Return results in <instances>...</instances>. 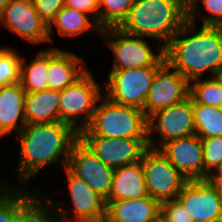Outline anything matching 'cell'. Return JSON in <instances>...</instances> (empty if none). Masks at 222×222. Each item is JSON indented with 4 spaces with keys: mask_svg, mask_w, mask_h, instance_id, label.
Returning a JSON list of instances; mask_svg holds the SVG:
<instances>
[{
    "mask_svg": "<svg viewBox=\"0 0 222 222\" xmlns=\"http://www.w3.org/2000/svg\"><path fill=\"white\" fill-rule=\"evenodd\" d=\"M186 8H188L195 0H179Z\"/></svg>",
    "mask_w": 222,
    "mask_h": 222,
    "instance_id": "37",
    "label": "cell"
},
{
    "mask_svg": "<svg viewBox=\"0 0 222 222\" xmlns=\"http://www.w3.org/2000/svg\"><path fill=\"white\" fill-rule=\"evenodd\" d=\"M195 134L201 139L222 136V108L195 103L191 98Z\"/></svg>",
    "mask_w": 222,
    "mask_h": 222,
    "instance_id": "25",
    "label": "cell"
},
{
    "mask_svg": "<svg viewBox=\"0 0 222 222\" xmlns=\"http://www.w3.org/2000/svg\"><path fill=\"white\" fill-rule=\"evenodd\" d=\"M158 149L188 180H204L203 144L198 135L173 139Z\"/></svg>",
    "mask_w": 222,
    "mask_h": 222,
    "instance_id": "14",
    "label": "cell"
},
{
    "mask_svg": "<svg viewBox=\"0 0 222 222\" xmlns=\"http://www.w3.org/2000/svg\"><path fill=\"white\" fill-rule=\"evenodd\" d=\"M203 144L204 179L222 164V136L201 139Z\"/></svg>",
    "mask_w": 222,
    "mask_h": 222,
    "instance_id": "30",
    "label": "cell"
},
{
    "mask_svg": "<svg viewBox=\"0 0 222 222\" xmlns=\"http://www.w3.org/2000/svg\"><path fill=\"white\" fill-rule=\"evenodd\" d=\"M61 90L46 89L40 92H26V124L60 122L59 100Z\"/></svg>",
    "mask_w": 222,
    "mask_h": 222,
    "instance_id": "21",
    "label": "cell"
},
{
    "mask_svg": "<svg viewBox=\"0 0 222 222\" xmlns=\"http://www.w3.org/2000/svg\"><path fill=\"white\" fill-rule=\"evenodd\" d=\"M196 29V23L187 20L164 47L165 62L189 82L201 79L208 69L212 77L222 75V26L202 25L199 31ZM189 32L194 35L178 38Z\"/></svg>",
    "mask_w": 222,
    "mask_h": 222,
    "instance_id": "1",
    "label": "cell"
},
{
    "mask_svg": "<svg viewBox=\"0 0 222 222\" xmlns=\"http://www.w3.org/2000/svg\"><path fill=\"white\" fill-rule=\"evenodd\" d=\"M81 63L83 59L71 52L49 49L48 89L63 90L72 85L87 71Z\"/></svg>",
    "mask_w": 222,
    "mask_h": 222,
    "instance_id": "18",
    "label": "cell"
},
{
    "mask_svg": "<svg viewBox=\"0 0 222 222\" xmlns=\"http://www.w3.org/2000/svg\"><path fill=\"white\" fill-rule=\"evenodd\" d=\"M186 21L187 8L179 0H134L118 28L130 35L164 41V48Z\"/></svg>",
    "mask_w": 222,
    "mask_h": 222,
    "instance_id": "3",
    "label": "cell"
},
{
    "mask_svg": "<svg viewBox=\"0 0 222 222\" xmlns=\"http://www.w3.org/2000/svg\"><path fill=\"white\" fill-rule=\"evenodd\" d=\"M67 179L70 197L74 205L73 219L77 222H104L106 218V200L94 192L84 180L74 175L67 167Z\"/></svg>",
    "mask_w": 222,
    "mask_h": 222,
    "instance_id": "16",
    "label": "cell"
},
{
    "mask_svg": "<svg viewBox=\"0 0 222 222\" xmlns=\"http://www.w3.org/2000/svg\"><path fill=\"white\" fill-rule=\"evenodd\" d=\"M25 96L20 83L0 87V136L19 132L26 125ZM19 119L22 125L17 124Z\"/></svg>",
    "mask_w": 222,
    "mask_h": 222,
    "instance_id": "20",
    "label": "cell"
},
{
    "mask_svg": "<svg viewBox=\"0 0 222 222\" xmlns=\"http://www.w3.org/2000/svg\"><path fill=\"white\" fill-rule=\"evenodd\" d=\"M14 188V189H12ZM10 189V190H8ZM17 190V191H14ZM13 192V193H12ZM30 193L19 190L12 185L11 188L0 191V222H13L18 207L30 196Z\"/></svg>",
    "mask_w": 222,
    "mask_h": 222,
    "instance_id": "29",
    "label": "cell"
},
{
    "mask_svg": "<svg viewBox=\"0 0 222 222\" xmlns=\"http://www.w3.org/2000/svg\"><path fill=\"white\" fill-rule=\"evenodd\" d=\"M134 0H99L100 29L119 27L127 18Z\"/></svg>",
    "mask_w": 222,
    "mask_h": 222,
    "instance_id": "27",
    "label": "cell"
},
{
    "mask_svg": "<svg viewBox=\"0 0 222 222\" xmlns=\"http://www.w3.org/2000/svg\"><path fill=\"white\" fill-rule=\"evenodd\" d=\"M53 23H55L60 34L67 36L79 35L84 31L90 30V28H97V30L99 29L98 31H101L97 23L91 22L88 14L68 6H63L48 25L49 42L52 41L50 33L53 32ZM93 24L94 27H92Z\"/></svg>",
    "mask_w": 222,
    "mask_h": 222,
    "instance_id": "24",
    "label": "cell"
},
{
    "mask_svg": "<svg viewBox=\"0 0 222 222\" xmlns=\"http://www.w3.org/2000/svg\"><path fill=\"white\" fill-rule=\"evenodd\" d=\"M67 168L94 192L108 199L114 169L104 164L79 138L72 145Z\"/></svg>",
    "mask_w": 222,
    "mask_h": 222,
    "instance_id": "9",
    "label": "cell"
},
{
    "mask_svg": "<svg viewBox=\"0 0 222 222\" xmlns=\"http://www.w3.org/2000/svg\"><path fill=\"white\" fill-rule=\"evenodd\" d=\"M0 21L29 42H49L48 25L38 15L32 0H10Z\"/></svg>",
    "mask_w": 222,
    "mask_h": 222,
    "instance_id": "15",
    "label": "cell"
},
{
    "mask_svg": "<svg viewBox=\"0 0 222 222\" xmlns=\"http://www.w3.org/2000/svg\"><path fill=\"white\" fill-rule=\"evenodd\" d=\"M21 60L20 84L26 92H40L48 89L49 50L41 51L36 58L25 65ZM25 65V66H24Z\"/></svg>",
    "mask_w": 222,
    "mask_h": 222,
    "instance_id": "23",
    "label": "cell"
},
{
    "mask_svg": "<svg viewBox=\"0 0 222 222\" xmlns=\"http://www.w3.org/2000/svg\"><path fill=\"white\" fill-rule=\"evenodd\" d=\"M32 195L33 193L18 207L13 222H68L67 217L69 215L63 208H60L61 210L58 208V211L54 212L53 210V213H50V207L51 209L54 208L52 199L49 198L46 199L47 201H43V198L39 200L38 197ZM57 212L59 213L58 215L56 214ZM66 218L67 220H65Z\"/></svg>",
    "mask_w": 222,
    "mask_h": 222,
    "instance_id": "22",
    "label": "cell"
},
{
    "mask_svg": "<svg viewBox=\"0 0 222 222\" xmlns=\"http://www.w3.org/2000/svg\"><path fill=\"white\" fill-rule=\"evenodd\" d=\"M156 130L162 139L159 140L160 147L167 141L195 135L191 97L152 114L148 118V135Z\"/></svg>",
    "mask_w": 222,
    "mask_h": 222,
    "instance_id": "13",
    "label": "cell"
},
{
    "mask_svg": "<svg viewBox=\"0 0 222 222\" xmlns=\"http://www.w3.org/2000/svg\"><path fill=\"white\" fill-rule=\"evenodd\" d=\"M10 0H0V18L2 16L4 7L8 4Z\"/></svg>",
    "mask_w": 222,
    "mask_h": 222,
    "instance_id": "36",
    "label": "cell"
},
{
    "mask_svg": "<svg viewBox=\"0 0 222 222\" xmlns=\"http://www.w3.org/2000/svg\"><path fill=\"white\" fill-rule=\"evenodd\" d=\"M104 222H159L160 202L149 195L137 199L106 201Z\"/></svg>",
    "mask_w": 222,
    "mask_h": 222,
    "instance_id": "17",
    "label": "cell"
},
{
    "mask_svg": "<svg viewBox=\"0 0 222 222\" xmlns=\"http://www.w3.org/2000/svg\"><path fill=\"white\" fill-rule=\"evenodd\" d=\"M189 96L195 103L222 108V75L191 81Z\"/></svg>",
    "mask_w": 222,
    "mask_h": 222,
    "instance_id": "26",
    "label": "cell"
},
{
    "mask_svg": "<svg viewBox=\"0 0 222 222\" xmlns=\"http://www.w3.org/2000/svg\"><path fill=\"white\" fill-rule=\"evenodd\" d=\"M102 98L90 124L79 137L149 139L148 147L156 149V142L148 135V118L143 110L116 104L106 96Z\"/></svg>",
    "mask_w": 222,
    "mask_h": 222,
    "instance_id": "4",
    "label": "cell"
},
{
    "mask_svg": "<svg viewBox=\"0 0 222 222\" xmlns=\"http://www.w3.org/2000/svg\"><path fill=\"white\" fill-rule=\"evenodd\" d=\"M165 63L155 74L143 112L149 118L155 112L180 103L189 97L190 82Z\"/></svg>",
    "mask_w": 222,
    "mask_h": 222,
    "instance_id": "11",
    "label": "cell"
},
{
    "mask_svg": "<svg viewBox=\"0 0 222 222\" xmlns=\"http://www.w3.org/2000/svg\"><path fill=\"white\" fill-rule=\"evenodd\" d=\"M40 18L49 25L55 15L62 9L65 0H32Z\"/></svg>",
    "mask_w": 222,
    "mask_h": 222,
    "instance_id": "33",
    "label": "cell"
},
{
    "mask_svg": "<svg viewBox=\"0 0 222 222\" xmlns=\"http://www.w3.org/2000/svg\"><path fill=\"white\" fill-rule=\"evenodd\" d=\"M107 166L113 169L138 162L149 148V139L79 137Z\"/></svg>",
    "mask_w": 222,
    "mask_h": 222,
    "instance_id": "12",
    "label": "cell"
},
{
    "mask_svg": "<svg viewBox=\"0 0 222 222\" xmlns=\"http://www.w3.org/2000/svg\"><path fill=\"white\" fill-rule=\"evenodd\" d=\"M20 160L18 166L19 178L27 182L48 164L58 162L68 165L73 143L79 138V133L63 122L26 124L19 132Z\"/></svg>",
    "mask_w": 222,
    "mask_h": 222,
    "instance_id": "2",
    "label": "cell"
},
{
    "mask_svg": "<svg viewBox=\"0 0 222 222\" xmlns=\"http://www.w3.org/2000/svg\"><path fill=\"white\" fill-rule=\"evenodd\" d=\"M177 199L193 222H222V198L207 179L188 180Z\"/></svg>",
    "mask_w": 222,
    "mask_h": 222,
    "instance_id": "10",
    "label": "cell"
},
{
    "mask_svg": "<svg viewBox=\"0 0 222 222\" xmlns=\"http://www.w3.org/2000/svg\"><path fill=\"white\" fill-rule=\"evenodd\" d=\"M213 172V174L208 175L207 180L222 198V174L218 170Z\"/></svg>",
    "mask_w": 222,
    "mask_h": 222,
    "instance_id": "35",
    "label": "cell"
},
{
    "mask_svg": "<svg viewBox=\"0 0 222 222\" xmlns=\"http://www.w3.org/2000/svg\"><path fill=\"white\" fill-rule=\"evenodd\" d=\"M147 195L141 160L114 169L111 190L106 201L137 199Z\"/></svg>",
    "mask_w": 222,
    "mask_h": 222,
    "instance_id": "19",
    "label": "cell"
},
{
    "mask_svg": "<svg viewBox=\"0 0 222 222\" xmlns=\"http://www.w3.org/2000/svg\"><path fill=\"white\" fill-rule=\"evenodd\" d=\"M99 89L93 75L87 70L72 85L61 90L60 122L70 125L78 133L86 129L92 120L97 101L102 99ZM81 113L84 121H80V124L76 125L78 120L82 118Z\"/></svg>",
    "mask_w": 222,
    "mask_h": 222,
    "instance_id": "5",
    "label": "cell"
},
{
    "mask_svg": "<svg viewBox=\"0 0 222 222\" xmlns=\"http://www.w3.org/2000/svg\"><path fill=\"white\" fill-rule=\"evenodd\" d=\"M100 32L104 37L113 38L106 42L114 53L112 70L163 66L166 63L162 46L156 55L140 36L127 34L118 27L105 28Z\"/></svg>",
    "mask_w": 222,
    "mask_h": 222,
    "instance_id": "7",
    "label": "cell"
},
{
    "mask_svg": "<svg viewBox=\"0 0 222 222\" xmlns=\"http://www.w3.org/2000/svg\"><path fill=\"white\" fill-rule=\"evenodd\" d=\"M64 6L91 14L92 22L97 23L99 27V0H65Z\"/></svg>",
    "mask_w": 222,
    "mask_h": 222,
    "instance_id": "34",
    "label": "cell"
},
{
    "mask_svg": "<svg viewBox=\"0 0 222 222\" xmlns=\"http://www.w3.org/2000/svg\"><path fill=\"white\" fill-rule=\"evenodd\" d=\"M21 57L10 48L0 50V87L20 83Z\"/></svg>",
    "mask_w": 222,
    "mask_h": 222,
    "instance_id": "28",
    "label": "cell"
},
{
    "mask_svg": "<svg viewBox=\"0 0 222 222\" xmlns=\"http://www.w3.org/2000/svg\"><path fill=\"white\" fill-rule=\"evenodd\" d=\"M162 66L111 70L105 83L106 97L119 105L143 110L156 72Z\"/></svg>",
    "mask_w": 222,
    "mask_h": 222,
    "instance_id": "6",
    "label": "cell"
},
{
    "mask_svg": "<svg viewBox=\"0 0 222 222\" xmlns=\"http://www.w3.org/2000/svg\"><path fill=\"white\" fill-rule=\"evenodd\" d=\"M217 170L222 174V164Z\"/></svg>",
    "mask_w": 222,
    "mask_h": 222,
    "instance_id": "38",
    "label": "cell"
},
{
    "mask_svg": "<svg viewBox=\"0 0 222 222\" xmlns=\"http://www.w3.org/2000/svg\"><path fill=\"white\" fill-rule=\"evenodd\" d=\"M141 161L148 195L160 203L177 199L187 180L170 161L152 148L143 153Z\"/></svg>",
    "mask_w": 222,
    "mask_h": 222,
    "instance_id": "8",
    "label": "cell"
},
{
    "mask_svg": "<svg viewBox=\"0 0 222 222\" xmlns=\"http://www.w3.org/2000/svg\"><path fill=\"white\" fill-rule=\"evenodd\" d=\"M201 1L203 6L210 12V16L204 17L202 25L222 26V0H195L187 8V20L195 24V11L198 2Z\"/></svg>",
    "mask_w": 222,
    "mask_h": 222,
    "instance_id": "31",
    "label": "cell"
},
{
    "mask_svg": "<svg viewBox=\"0 0 222 222\" xmlns=\"http://www.w3.org/2000/svg\"><path fill=\"white\" fill-rule=\"evenodd\" d=\"M159 222H193L188 211L178 199L160 203Z\"/></svg>",
    "mask_w": 222,
    "mask_h": 222,
    "instance_id": "32",
    "label": "cell"
}]
</instances>
